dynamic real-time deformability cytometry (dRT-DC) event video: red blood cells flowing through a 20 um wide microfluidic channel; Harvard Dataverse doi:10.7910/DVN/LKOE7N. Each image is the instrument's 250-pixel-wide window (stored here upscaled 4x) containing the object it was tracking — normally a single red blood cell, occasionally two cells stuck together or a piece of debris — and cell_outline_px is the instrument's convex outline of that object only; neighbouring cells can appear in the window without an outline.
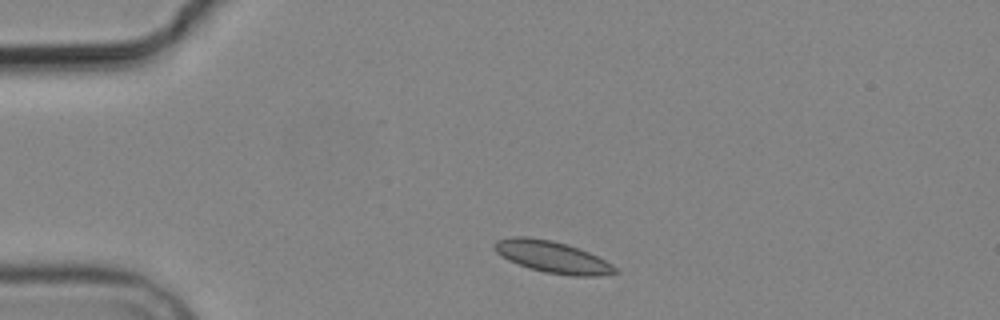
{"species": "common noctule bat (a hibernating species)", "species_latin": "Nyctalus noctula", "temperature_condition": "cold", "stored_images_in_passage": 2, "camera_frame_rate_fps": 3000, "um_per_image_px": 0.085, "animal": {"sex": "male", "body_mass_g": 19.2, "forearm_length_mm": 51.8}, "frame": {"image": 1, "passage_image": 1, "time_ms": 0.0, "image_size_px": [1000, 320], "cell_outline_px": [[620, 272], [596, 276], [572, 276], [544, 272], [528, 268], [508, 260], [496, 252], [496, 240], [512, 236], [528, 236], [552, 240], [588, 252], [612, 264]], "centroid_in_image_um": [46.94, 21.84], "position_along_channel_um": 38.1, "area_um2": 22.08}}